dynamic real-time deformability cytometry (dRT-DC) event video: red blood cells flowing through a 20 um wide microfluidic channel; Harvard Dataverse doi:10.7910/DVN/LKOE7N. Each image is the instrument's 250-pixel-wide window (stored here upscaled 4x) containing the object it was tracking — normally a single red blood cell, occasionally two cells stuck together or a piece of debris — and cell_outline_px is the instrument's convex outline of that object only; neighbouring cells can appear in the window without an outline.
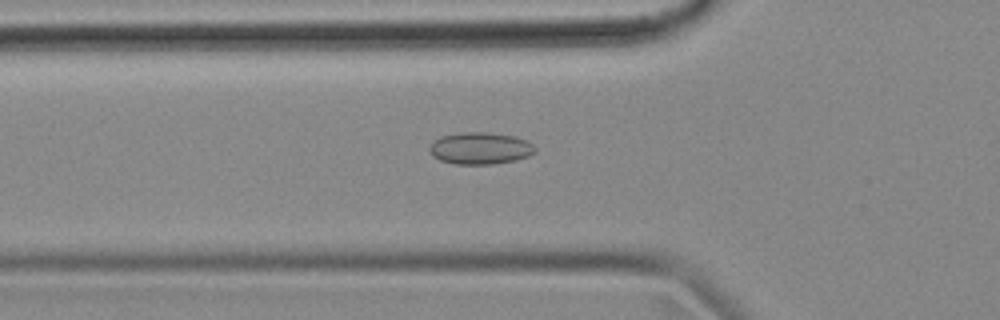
{"species": "common noctule bat (a hibernating species)", "species_latin": "Nyctalus noctula", "temperature_condition": "cold", "stored_images_in_passage": 54, "camera_frame_rate_fps": 3000, "um_per_image_px": 0.085, "animal": {"sex": "female", "body_mass_g": 18.4}, "frame": {"image": 1, "passage_image": 18, "time_ms": 5.667, "image_size_px": [1000, 320], "cell_outline_px": [[536, 152], [528, 156], [516, 160], [492, 164], [456, 164], [440, 160], [432, 156], [428, 148], [432, 140], [440, 136], [460, 132], [488, 132], [516, 136], [532, 144], [536, 148]], "centroid_in_image_um": [40.79, 12.59], "position_along_channel_um": 85.0, "area_um2": 19.88}}
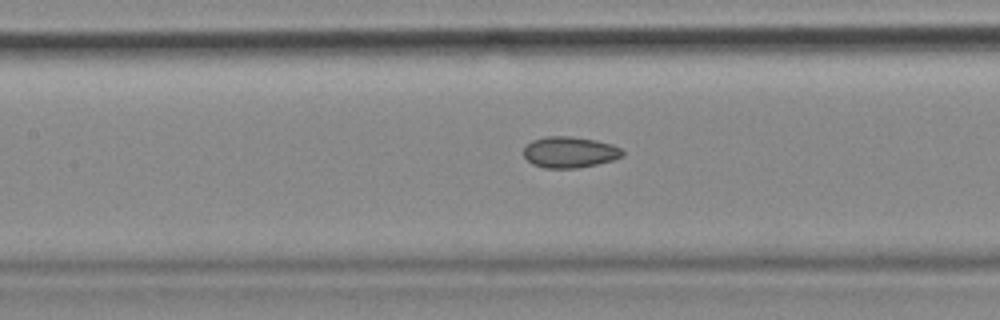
{"frame": {"image": 2, "passage_image": 24, "time_ms": 7.667, "image_size_px": [1000, 320], "cell_outline_px": [[624, 156], [612, 160], [596, 164], [576, 168], [544, 168], [532, 164], [524, 156], [524, 144], [532, 140], [544, 136], [572, 136], [596, 140], [612, 144], [620, 148], [624, 152]], "centroid_in_image_um": [48.4, 12.92], "position_along_channel_um": 159.0, "area_um2": 18.09}}
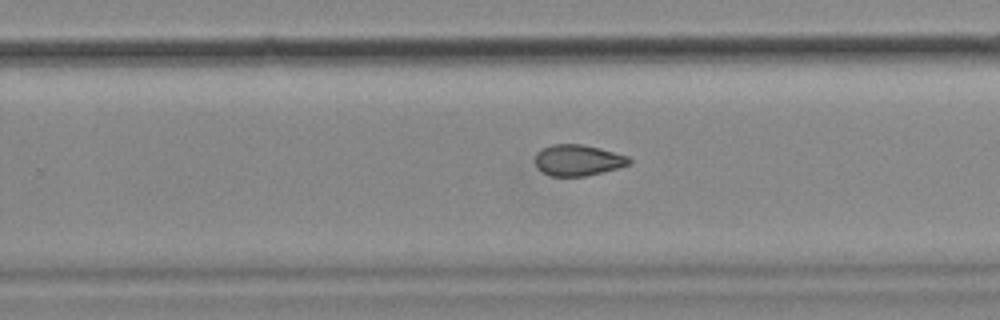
{"frame": {"image": 3, "passage_image": 34, "time_ms": 11.0, "image_size_px": [1000, 320], "cell_outline_px": [[632, 160], [628, 164], [616, 168], [588, 176], [552, 176], [536, 168], [536, 152], [552, 144], [580, 144], [600, 148], [628, 156]], "centroid_in_image_um": [49.11, 13.61], "position_along_channel_um": 280.7, "area_um2": 16.88}, "authors_computed_cell_mechanics": {"area_um2": 18.0914, "velocity_mm_per_s": 3.669, "shape_relaxation_time_tau1_ms": null, "shape_relaxation_time_tau2_ms": 4.0211, "deformation_change_tau1": null, "deformation_change_tau2": 0.0882}}